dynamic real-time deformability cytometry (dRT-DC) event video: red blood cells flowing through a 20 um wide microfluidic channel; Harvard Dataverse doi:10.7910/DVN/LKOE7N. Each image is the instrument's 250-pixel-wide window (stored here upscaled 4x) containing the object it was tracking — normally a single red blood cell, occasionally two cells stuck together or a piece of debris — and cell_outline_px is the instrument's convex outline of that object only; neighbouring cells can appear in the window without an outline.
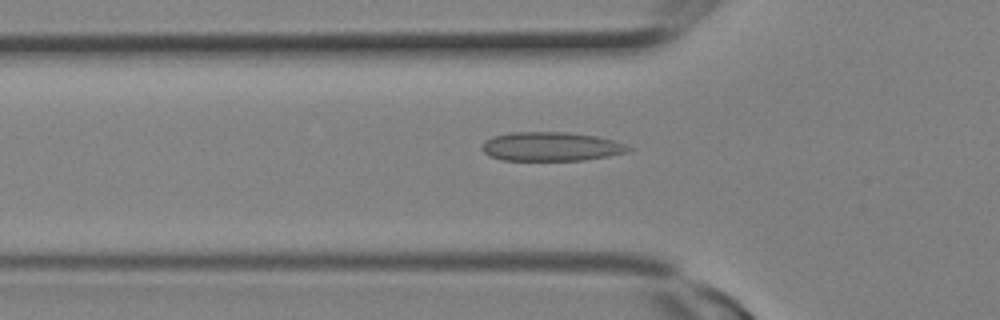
{"species": "Egyptian fruit bat (a non-hibernating species)", "species_latin": "Rousettus aegyptiacus", "temperature_condition": "room temperature", "stored_images_in_passage": 4, "camera_frame_rate_fps": 3000, "um_per_image_px": 0.085, "animal": {"sex": "female"}, "frame": {"image": 1, "passage_image": 4, "time_ms": 1.0, "image_size_px": [1000, 320], "cell_outline_px": [[632, 148], [628, 152], [608, 156], [584, 160], [500, 160], [488, 156], [480, 148], [484, 140], [492, 136], [512, 132], [568, 132], [596, 136], [612, 140], [624, 144]], "centroid_in_image_um": [46.78, 12.45], "position_along_channel_um": 79.0, "area_um2": 24.85}}